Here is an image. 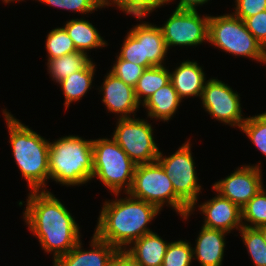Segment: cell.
<instances>
[{"instance_id":"obj_7","label":"cell","mask_w":266,"mask_h":266,"mask_svg":"<svg viewBox=\"0 0 266 266\" xmlns=\"http://www.w3.org/2000/svg\"><path fill=\"white\" fill-rule=\"evenodd\" d=\"M130 196L156 205L161 211L164 206L171 208L178 216L183 217L190 207L175 193L170 176L156 161L136 165Z\"/></svg>"},{"instance_id":"obj_22","label":"cell","mask_w":266,"mask_h":266,"mask_svg":"<svg viewBox=\"0 0 266 266\" xmlns=\"http://www.w3.org/2000/svg\"><path fill=\"white\" fill-rule=\"evenodd\" d=\"M97 64L94 60L82 70L71 73L67 78L57 83L64 96L65 111L71 106V103L79 102L89 93L93 85L94 75H96ZM94 79V80H93Z\"/></svg>"},{"instance_id":"obj_34","label":"cell","mask_w":266,"mask_h":266,"mask_svg":"<svg viewBox=\"0 0 266 266\" xmlns=\"http://www.w3.org/2000/svg\"><path fill=\"white\" fill-rule=\"evenodd\" d=\"M234 3L231 12L242 20L266 10V0H234Z\"/></svg>"},{"instance_id":"obj_35","label":"cell","mask_w":266,"mask_h":266,"mask_svg":"<svg viewBox=\"0 0 266 266\" xmlns=\"http://www.w3.org/2000/svg\"><path fill=\"white\" fill-rule=\"evenodd\" d=\"M243 21L248 31L266 48V10Z\"/></svg>"},{"instance_id":"obj_16","label":"cell","mask_w":266,"mask_h":266,"mask_svg":"<svg viewBox=\"0 0 266 266\" xmlns=\"http://www.w3.org/2000/svg\"><path fill=\"white\" fill-rule=\"evenodd\" d=\"M169 68L170 82L183 100L188 98H201L202 91L207 82L204 67L195 60H183Z\"/></svg>"},{"instance_id":"obj_32","label":"cell","mask_w":266,"mask_h":266,"mask_svg":"<svg viewBox=\"0 0 266 266\" xmlns=\"http://www.w3.org/2000/svg\"><path fill=\"white\" fill-rule=\"evenodd\" d=\"M121 44L117 55L128 62L147 68L154 67L148 60H143L142 41H138L129 31Z\"/></svg>"},{"instance_id":"obj_14","label":"cell","mask_w":266,"mask_h":266,"mask_svg":"<svg viewBox=\"0 0 266 266\" xmlns=\"http://www.w3.org/2000/svg\"><path fill=\"white\" fill-rule=\"evenodd\" d=\"M103 82L98 86V94H102L101 102L104 104L107 113L114 114L115 119L134 118L140 110L135 90L124 83L113 73L108 71L103 77Z\"/></svg>"},{"instance_id":"obj_10","label":"cell","mask_w":266,"mask_h":266,"mask_svg":"<svg viewBox=\"0 0 266 266\" xmlns=\"http://www.w3.org/2000/svg\"><path fill=\"white\" fill-rule=\"evenodd\" d=\"M210 14L197 10L173 9L172 13L161 25L165 44L170 52L172 48H190L208 43ZM207 42V43H206Z\"/></svg>"},{"instance_id":"obj_30","label":"cell","mask_w":266,"mask_h":266,"mask_svg":"<svg viewBox=\"0 0 266 266\" xmlns=\"http://www.w3.org/2000/svg\"><path fill=\"white\" fill-rule=\"evenodd\" d=\"M169 5V0H120V11L126 16L150 17L156 9ZM153 12V13H152Z\"/></svg>"},{"instance_id":"obj_19","label":"cell","mask_w":266,"mask_h":266,"mask_svg":"<svg viewBox=\"0 0 266 266\" xmlns=\"http://www.w3.org/2000/svg\"><path fill=\"white\" fill-rule=\"evenodd\" d=\"M183 100L179 97L171 82L159 88L142 105L150 120L169 122L182 106Z\"/></svg>"},{"instance_id":"obj_24","label":"cell","mask_w":266,"mask_h":266,"mask_svg":"<svg viewBox=\"0 0 266 266\" xmlns=\"http://www.w3.org/2000/svg\"><path fill=\"white\" fill-rule=\"evenodd\" d=\"M169 65L147 68L135 86V96L142 105L159 88L170 82Z\"/></svg>"},{"instance_id":"obj_1","label":"cell","mask_w":266,"mask_h":266,"mask_svg":"<svg viewBox=\"0 0 266 266\" xmlns=\"http://www.w3.org/2000/svg\"><path fill=\"white\" fill-rule=\"evenodd\" d=\"M60 200L49 189L29 191L26 201L17 202L19 207L25 205L21 215L24 224L37 238L43 253L53 255V262L67 254L83 237L82 226Z\"/></svg>"},{"instance_id":"obj_38","label":"cell","mask_w":266,"mask_h":266,"mask_svg":"<svg viewBox=\"0 0 266 266\" xmlns=\"http://www.w3.org/2000/svg\"><path fill=\"white\" fill-rule=\"evenodd\" d=\"M98 10H104L105 8H116L120 11V0H91Z\"/></svg>"},{"instance_id":"obj_17","label":"cell","mask_w":266,"mask_h":266,"mask_svg":"<svg viewBox=\"0 0 266 266\" xmlns=\"http://www.w3.org/2000/svg\"><path fill=\"white\" fill-rule=\"evenodd\" d=\"M197 234L195 244H191L193 261H197L200 266H222L228 232L201 226Z\"/></svg>"},{"instance_id":"obj_36","label":"cell","mask_w":266,"mask_h":266,"mask_svg":"<svg viewBox=\"0 0 266 266\" xmlns=\"http://www.w3.org/2000/svg\"><path fill=\"white\" fill-rule=\"evenodd\" d=\"M111 266H142L126 250H118L113 258Z\"/></svg>"},{"instance_id":"obj_4","label":"cell","mask_w":266,"mask_h":266,"mask_svg":"<svg viewBox=\"0 0 266 266\" xmlns=\"http://www.w3.org/2000/svg\"><path fill=\"white\" fill-rule=\"evenodd\" d=\"M93 139L65 135L49 142V180L65 187L91 183Z\"/></svg>"},{"instance_id":"obj_20","label":"cell","mask_w":266,"mask_h":266,"mask_svg":"<svg viewBox=\"0 0 266 266\" xmlns=\"http://www.w3.org/2000/svg\"><path fill=\"white\" fill-rule=\"evenodd\" d=\"M69 37L73 40L76 50L89 55V51L108 47V41L102 37L98 28L93 25L92 21L81 18H72L62 26Z\"/></svg>"},{"instance_id":"obj_33","label":"cell","mask_w":266,"mask_h":266,"mask_svg":"<svg viewBox=\"0 0 266 266\" xmlns=\"http://www.w3.org/2000/svg\"><path fill=\"white\" fill-rule=\"evenodd\" d=\"M46 6L86 16L98 11L91 0H35Z\"/></svg>"},{"instance_id":"obj_40","label":"cell","mask_w":266,"mask_h":266,"mask_svg":"<svg viewBox=\"0 0 266 266\" xmlns=\"http://www.w3.org/2000/svg\"><path fill=\"white\" fill-rule=\"evenodd\" d=\"M258 229H259V230L261 231V233L263 234V237H264V240H265V243H266V225L261 226V227H259Z\"/></svg>"},{"instance_id":"obj_9","label":"cell","mask_w":266,"mask_h":266,"mask_svg":"<svg viewBox=\"0 0 266 266\" xmlns=\"http://www.w3.org/2000/svg\"><path fill=\"white\" fill-rule=\"evenodd\" d=\"M140 118L115 119L116 127L110 135L136 165L156 162L160 151L152 122Z\"/></svg>"},{"instance_id":"obj_5","label":"cell","mask_w":266,"mask_h":266,"mask_svg":"<svg viewBox=\"0 0 266 266\" xmlns=\"http://www.w3.org/2000/svg\"><path fill=\"white\" fill-rule=\"evenodd\" d=\"M92 147L91 180L95 182L97 178L111 194L127 193L132 185L136 164L112 137L95 138Z\"/></svg>"},{"instance_id":"obj_39","label":"cell","mask_w":266,"mask_h":266,"mask_svg":"<svg viewBox=\"0 0 266 266\" xmlns=\"http://www.w3.org/2000/svg\"><path fill=\"white\" fill-rule=\"evenodd\" d=\"M21 1H22V2H23V1L26 2L25 0H1V2L4 3V5H5V4H6V5H7V4H10V3H12V2H13V3H15V2H19V3H20ZM32 1H34V0H32Z\"/></svg>"},{"instance_id":"obj_26","label":"cell","mask_w":266,"mask_h":266,"mask_svg":"<svg viewBox=\"0 0 266 266\" xmlns=\"http://www.w3.org/2000/svg\"><path fill=\"white\" fill-rule=\"evenodd\" d=\"M242 224L248 228L266 225V188L265 186L242 208Z\"/></svg>"},{"instance_id":"obj_29","label":"cell","mask_w":266,"mask_h":266,"mask_svg":"<svg viewBox=\"0 0 266 266\" xmlns=\"http://www.w3.org/2000/svg\"><path fill=\"white\" fill-rule=\"evenodd\" d=\"M191 242L185 240H171L164 255L162 266H194Z\"/></svg>"},{"instance_id":"obj_21","label":"cell","mask_w":266,"mask_h":266,"mask_svg":"<svg viewBox=\"0 0 266 266\" xmlns=\"http://www.w3.org/2000/svg\"><path fill=\"white\" fill-rule=\"evenodd\" d=\"M169 243L154 231L143 235L125 250L142 266H162Z\"/></svg>"},{"instance_id":"obj_2","label":"cell","mask_w":266,"mask_h":266,"mask_svg":"<svg viewBox=\"0 0 266 266\" xmlns=\"http://www.w3.org/2000/svg\"><path fill=\"white\" fill-rule=\"evenodd\" d=\"M112 195L114 199H106L102 203L93 232L118 250H125L143 235L155 231L149 225L161 214V210L128 193Z\"/></svg>"},{"instance_id":"obj_25","label":"cell","mask_w":266,"mask_h":266,"mask_svg":"<svg viewBox=\"0 0 266 266\" xmlns=\"http://www.w3.org/2000/svg\"><path fill=\"white\" fill-rule=\"evenodd\" d=\"M253 266H266V243L258 228L242 227L238 231Z\"/></svg>"},{"instance_id":"obj_41","label":"cell","mask_w":266,"mask_h":266,"mask_svg":"<svg viewBox=\"0 0 266 266\" xmlns=\"http://www.w3.org/2000/svg\"><path fill=\"white\" fill-rule=\"evenodd\" d=\"M263 65H266V48H265V56H264V62Z\"/></svg>"},{"instance_id":"obj_37","label":"cell","mask_w":266,"mask_h":266,"mask_svg":"<svg viewBox=\"0 0 266 266\" xmlns=\"http://www.w3.org/2000/svg\"><path fill=\"white\" fill-rule=\"evenodd\" d=\"M210 0H169V5L176 4L175 9L179 10H198L203 5L208 4ZM212 1V0H211Z\"/></svg>"},{"instance_id":"obj_27","label":"cell","mask_w":266,"mask_h":266,"mask_svg":"<svg viewBox=\"0 0 266 266\" xmlns=\"http://www.w3.org/2000/svg\"><path fill=\"white\" fill-rule=\"evenodd\" d=\"M239 130L254 144L255 149L266 157V111L247 116Z\"/></svg>"},{"instance_id":"obj_31","label":"cell","mask_w":266,"mask_h":266,"mask_svg":"<svg viewBox=\"0 0 266 266\" xmlns=\"http://www.w3.org/2000/svg\"><path fill=\"white\" fill-rule=\"evenodd\" d=\"M145 70V67L123 60L115 54V61L109 71L127 85L135 88Z\"/></svg>"},{"instance_id":"obj_12","label":"cell","mask_w":266,"mask_h":266,"mask_svg":"<svg viewBox=\"0 0 266 266\" xmlns=\"http://www.w3.org/2000/svg\"><path fill=\"white\" fill-rule=\"evenodd\" d=\"M262 163L242 164L214 183L212 187L221 196L242 208L264 185Z\"/></svg>"},{"instance_id":"obj_28","label":"cell","mask_w":266,"mask_h":266,"mask_svg":"<svg viewBox=\"0 0 266 266\" xmlns=\"http://www.w3.org/2000/svg\"><path fill=\"white\" fill-rule=\"evenodd\" d=\"M44 48L48 57L46 61L77 52L73 40L62 26L54 27V29L48 32Z\"/></svg>"},{"instance_id":"obj_18","label":"cell","mask_w":266,"mask_h":266,"mask_svg":"<svg viewBox=\"0 0 266 266\" xmlns=\"http://www.w3.org/2000/svg\"><path fill=\"white\" fill-rule=\"evenodd\" d=\"M136 20H139V23L132 25L128 31L138 41H142L143 60H148L153 66L166 65L170 52L160 27L155 23L143 21L144 17H136Z\"/></svg>"},{"instance_id":"obj_15","label":"cell","mask_w":266,"mask_h":266,"mask_svg":"<svg viewBox=\"0 0 266 266\" xmlns=\"http://www.w3.org/2000/svg\"><path fill=\"white\" fill-rule=\"evenodd\" d=\"M90 240V249L83 247L81 239L67 254L52 262V266H111L118 249L94 233Z\"/></svg>"},{"instance_id":"obj_8","label":"cell","mask_w":266,"mask_h":266,"mask_svg":"<svg viewBox=\"0 0 266 266\" xmlns=\"http://www.w3.org/2000/svg\"><path fill=\"white\" fill-rule=\"evenodd\" d=\"M191 141L190 138L185 140L171 155L168 153L166 156L163 150H160L156 160L170 176L175 193L189 207L199 202V195L204 189L199 182Z\"/></svg>"},{"instance_id":"obj_11","label":"cell","mask_w":266,"mask_h":266,"mask_svg":"<svg viewBox=\"0 0 266 266\" xmlns=\"http://www.w3.org/2000/svg\"><path fill=\"white\" fill-rule=\"evenodd\" d=\"M217 78L207 80L200 98L201 107L214 121L240 129L247 118L243 114L241 95L228 83Z\"/></svg>"},{"instance_id":"obj_13","label":"cell","mask_w":266,"mask_h":266,"mask_svg":"<svg viewBox=\"0 0 266 266\" xmlns=\"http://www.w3.org/2000/svg\"><path fill=\"white\" fill-rule=\"evenodd\" d=\"M216 194L214 197L201 202H196L190 207L187 215L181 217L182 221L186 222L195 211H199L203 217L202 226L210 229H219L228 232L229 234L235 230L239 231L242 227V212L241 208L232 203L228 198L221 196L213 188L212 192ZM198 204V205H197ZM198 210H197V209Z\"/></svg>"},{"instance_id":"obj_6","label":"cell","mask_w":266,"mask_h":266,"mask_svg":"<svg viewBox=\"0 0 266 266\" xmlns=\"http://www.w3.org/2000/svg\"><path fill=\"white\" fill-rule=\"evenodd\" d=\"M216 15L209 17L208 44L229 56L263 64L265 48L248 31L244 21L232 12Z\"/></svg>"},{"instance_id":"obj_23","label":"cell","mask_w":266,"mask_h":266,"mask_svg":"<svg viewBox=\"0 0 266 266\" xmlns=\"http://www.w3.org/2000/svg\"><path fill=\"white\" fill-rule=\"evenodd\" d=\"M92 61L91 55L77 51L48 60L45 65L49 78L56 84L67 78L71 73L85 69Z\"/></svg>"},{"instance_id":"obj_3","label":"cell","mask_w":266,"mask_h":266,"mask_svg":"<svg viewBox=\"0 0 266 266\" xmlns=\"http://www.w3.org/2000/svg\"><path fill=\"white\" fill-rule=\"evenodd\" d=\"M9 111L3 108L1 112L8 129L11 153L22 179L27 182L28 191L48 190L50 138L47 140Z\"/></svg>"}]
</instances>
